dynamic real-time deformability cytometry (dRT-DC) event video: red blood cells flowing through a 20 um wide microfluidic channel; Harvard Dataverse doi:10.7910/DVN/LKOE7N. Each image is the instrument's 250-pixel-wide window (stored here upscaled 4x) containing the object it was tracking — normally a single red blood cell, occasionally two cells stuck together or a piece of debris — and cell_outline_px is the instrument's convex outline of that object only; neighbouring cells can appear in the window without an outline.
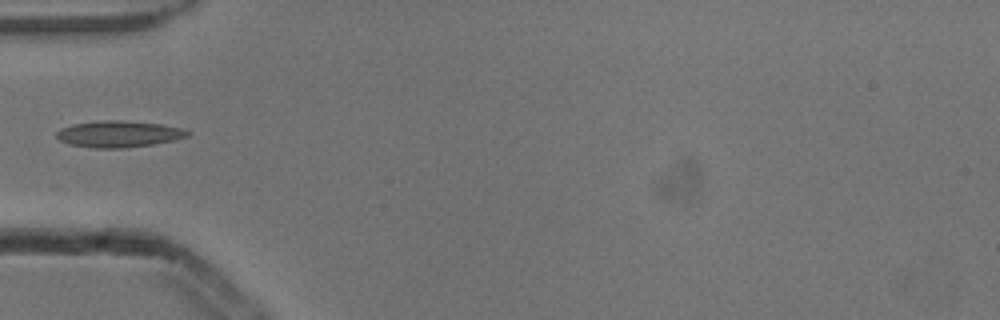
{"species": "common noctule bat (a hibernating species)", "species_latin": "Nyctalus noctula", "temperature_condition": "cold", "stored_images_in_passage": 5, "camera_frame_rate_fps": 3000, "um_per_image_px": 0.085, "animal": {"sex": "male", "body_mass_g": 13.3}, "frame": {"image": 1, "passage_image": 4, "time_ms": 1.0, "image_size_px": [1000, 320], "cell_outline_px": [[188, 136], [172, 140], [152, 144], [124, 148], [92, 148], [68, 144], [60, 140], [56, 136], [56, 132], [60, 128], [72, 124], [104, 120], [124, 120], [160, 124], [180, 128], [188, 132]], "centroid_in_image_um": [10.02, 11.39], "position_along_channel_um": 75.0, "area_um2": 20.06}}
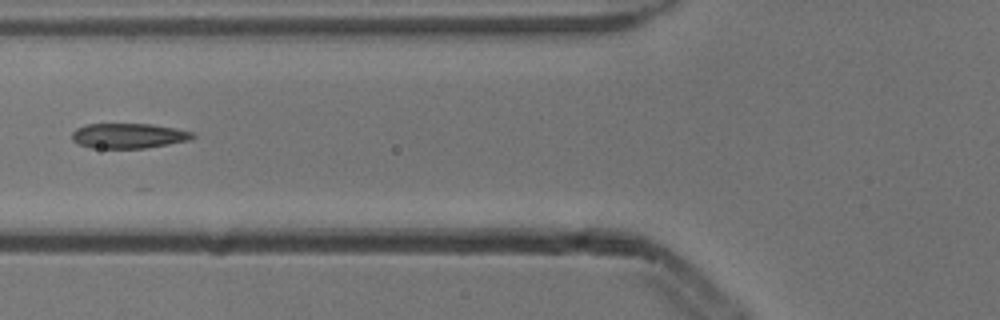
{"frame": {"image": 2, "passage_image": 5, "time_ms": 1.333, "image_size_px": [1000, 320], "cell_outline_px": [[196, 136], [188, 140], [168, 144], [144, 148], [92, 148], [80, 144], [72, 140], [72, 132], [76, 128], [88, 124], [152, 124], [176, 128], [192, 132]], "centroid_in_image_um": [10.92, 11.54], "position_along_channel_um": 114.9, "area_um2": 17.51}}